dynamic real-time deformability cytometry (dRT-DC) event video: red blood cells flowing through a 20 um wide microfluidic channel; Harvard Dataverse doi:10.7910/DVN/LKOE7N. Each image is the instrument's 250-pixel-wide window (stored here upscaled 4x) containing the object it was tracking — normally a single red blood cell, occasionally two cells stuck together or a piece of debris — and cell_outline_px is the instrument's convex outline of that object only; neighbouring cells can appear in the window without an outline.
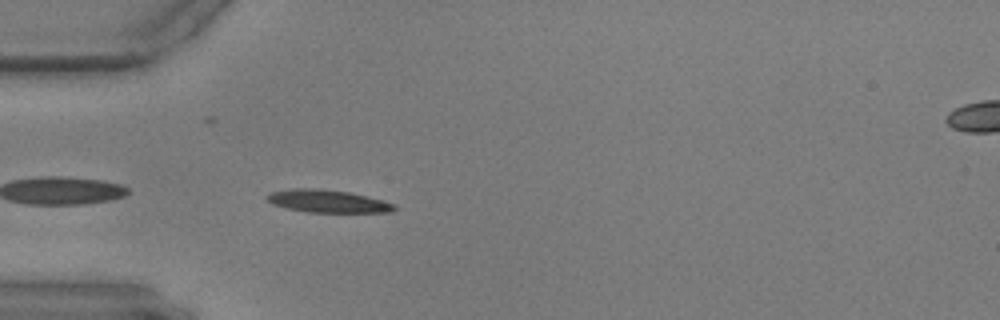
{"species": "common noctule bat (a hibernating species)", "species_latin": "Nyctalus noctula", "temperature_condition": "warm", "stored_images_in_passage": 43, "camera_frame_rate_fps": 3000, "um_per_image_px": 0.085, "animal": {"sex": "male", "body_mass_g": 17.9, "forearm_length_mm": 54.2}, "frame": {"image": 1, "passage_image": 2, "time_ms": 0.333, "image_size_px": [1000, 320], "cell_outline_px": [[396, 208], [392, 212], [308, 212], [288, 208], [272, 204], [264, 196], [272, 192], [292, 188], [320, 188], [348, 192], [396, 204]], "centroid_in_image_um": [27.82, 17.1], "position_along_channel_um": 57.2, "area_um2": 16.65}}
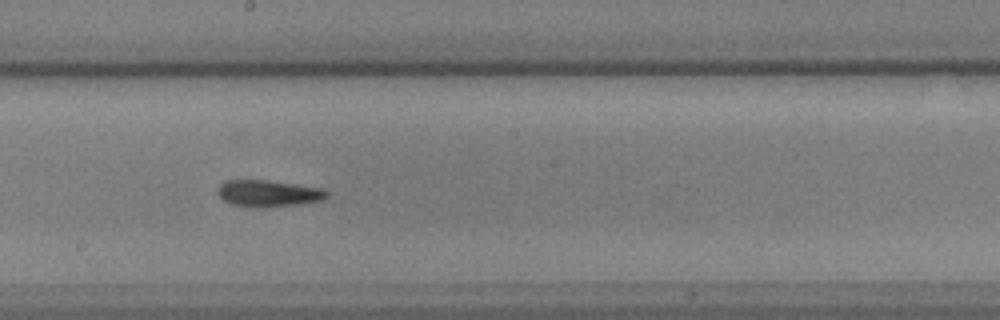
{"frame": {"image": 2, "passage_image": 17, "time_ms": 5.333, "image_size_px": [1000, 320], "cell_outline_px": [[328, 196], [320, 200], [300, 204], [264, 208], [248, 208], [232, 204], [224, 200], [216, 192], [216, 188], [224, 180], [264, 180], [324, 188], [328, 192]], "centroid_in_image_um": [22.77, 16.45], "position_along_channel_um": 225.4, "area_um2": 17.17}}
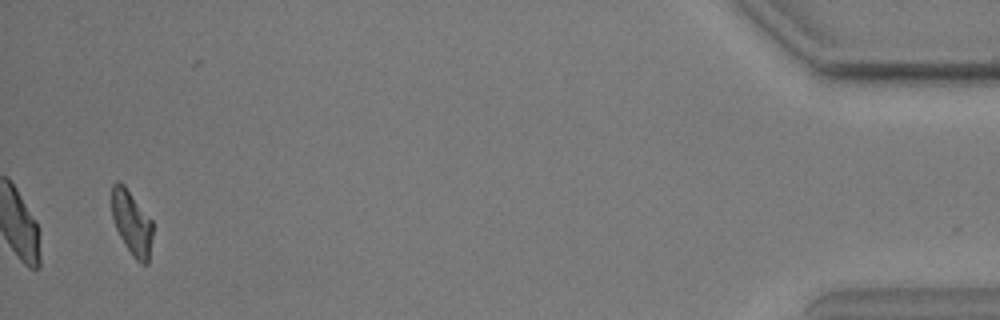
{"frame": {"image": 3, "passage_image": 41, "time_ms": 13.333, "image_size_px": [1000, 320], "cell_outline_px": [[152, 236], [148, 264], [144, 264], [136, 260], [132, 256], [124, 244], [116, 228], [112, 216], [112, 184], [116, 180], [120, 180], [124, 184], [152, 220]], "centroid_in_image_um": [11.19, 18.92], "position_along_channel_um": 424.0, "area_um2": 15.37}}